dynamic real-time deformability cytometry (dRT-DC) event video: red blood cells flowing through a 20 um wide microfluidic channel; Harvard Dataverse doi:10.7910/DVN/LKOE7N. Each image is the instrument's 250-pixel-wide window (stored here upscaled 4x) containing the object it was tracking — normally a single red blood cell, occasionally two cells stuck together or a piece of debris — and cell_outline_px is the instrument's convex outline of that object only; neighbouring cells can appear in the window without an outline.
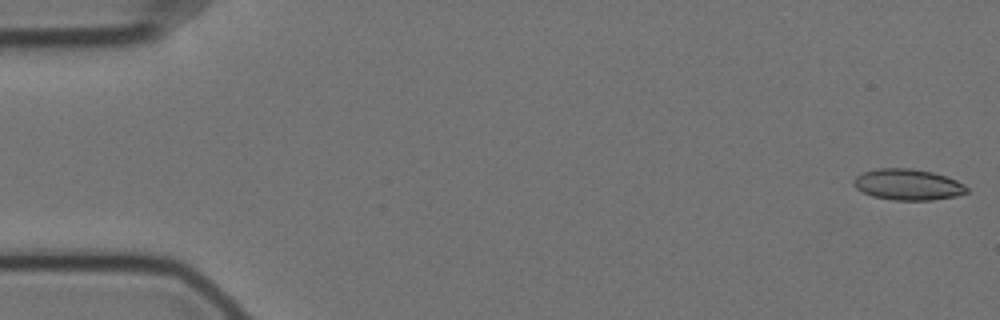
{"species": "Egyptian fruit bat (a non-hibernating species)", "species_latin": "Rousettus aegyptiacus", "temperature_condition": "cold", "stored_images_in_passage": 57, "camera_frame_rate_fps": 3000, "um_per_image_px": 0.085, "animal": {"sex": "female"}, "frame": {"image": 1, "passage_image": 1, "time_ms": 0.0, "image_size_px": [1000, 320], "cell_outline_px": [[968, 192], [956, 196], [932, 200], [892, 200], [872, 196], [856, 188], [852, 184], [852, 180], [856, 176], [864, 172], [876, 168], [912, 168], [932, 172], [948, 176], [964, 184], [968, 188]], "centroid_in_image_um": [77.17, 15.68], "position_along_channel_um": 7.8, "area_um2": 20.63}}
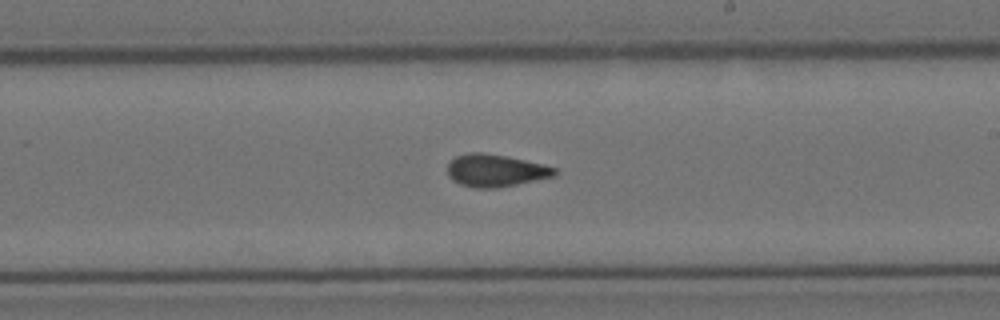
{"frame": {"image": 2, "passage_image": 33, "time_ms": 10.667, "image_size_px": [1000, 320], "cell_outline_px": [[560, 172], [556, 176], [496, 188], [476, 188], [460, 184], [452, 180], [448, 176], [448, 164], [456, 156], [472, 152], [480, 152], [508, 156], [544, 164], [556, 168]], "centroid_in_image_um": [42.16, 14.49], "position_along_channel_um": 246.8, "area_um2": 20.35}}
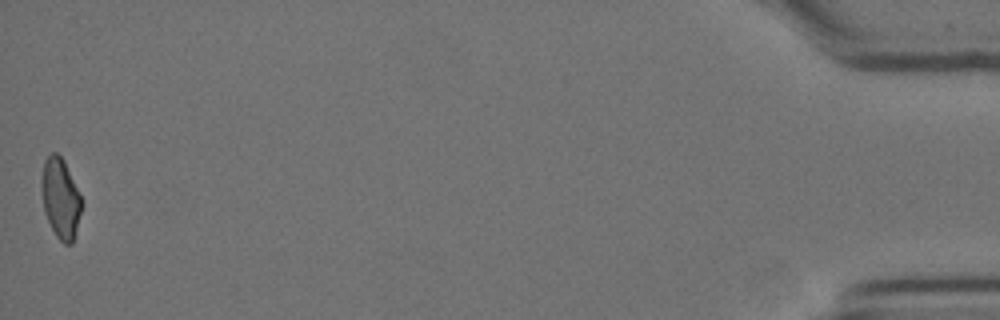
{"frame": {"image": 3, "passage_image": 57, "time_ms": 18.667, "image_size_px": [1000, 320], "cell_outline_px": [[84, 204], [72, 244], [64, 244], [56, 236], [44, 212], [40, 184], [40, 180], [44, 160], [52, 152], [56, 152], [64, 160], [84, 200]], "centroid_in_image_um": [5.16, 16.84], "position_along_channel_um": 430.0, "area_um2": 19.19}, "authors_computed_cell_mechanics": {"area_um2": 19.941, "velocity_mm_per_s": 3.5038, "shape_relaxation_time_tau1_ms": null, "shape_relaxation_time_tau2_ms": 2.0454, "deformation_change_tau1": null, "deformation_change_tau2": 0.0715}}